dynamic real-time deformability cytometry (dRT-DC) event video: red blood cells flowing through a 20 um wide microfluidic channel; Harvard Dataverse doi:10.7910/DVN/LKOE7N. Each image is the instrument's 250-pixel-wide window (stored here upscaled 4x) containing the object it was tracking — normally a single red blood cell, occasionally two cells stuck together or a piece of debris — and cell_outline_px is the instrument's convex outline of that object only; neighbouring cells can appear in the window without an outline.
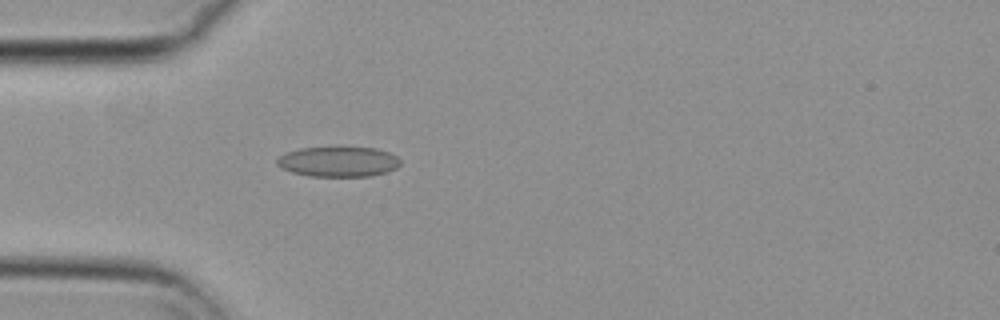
{"species": "common noctule bat (a hibernating species)", "species_latin": "Nyctalus noctula", "temperature_condition": "cold", "stored_images_in_passage": 54, "camera_frame_rate_fps": 3000, "um_per_image_px": 0.085, "animal": {"sex": "female", "body_mass_g": 29.2, "forearm_length_mm": 56.3}, "frame": {"image": 1, "passage_image": 15, "time_ms": 4.667, "image_size_px": [1000, 320], "cell_outline_px": [[400, 164], [396, 168], [388, 172], [372, 176], [308, 176], [292, 172], [276, 164], [276, 160], [280, 156], [288, 152], [300, 148], [344, 144], [376, 148], [388, 152], [396, 156], [400, 160]], "centroid_in_image_um": [28.79, 13.69], "position_along_channel_um": 56.2, "area_um2": 22.54}}
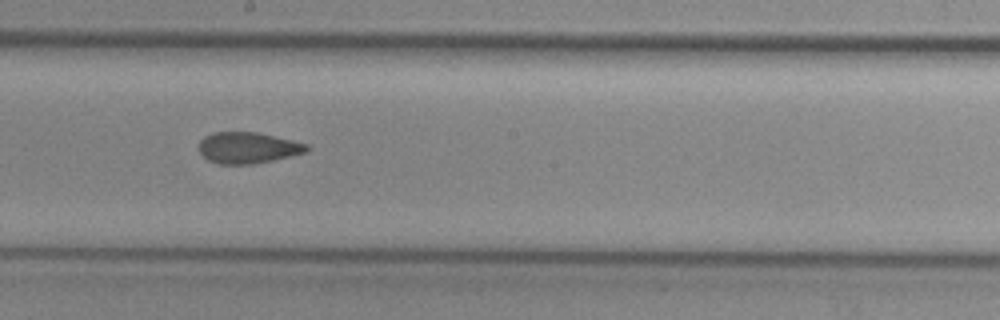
{"frame": {"image": 2, "passage_image": 29, "time_ms": 9.333, "image_size_px": [1000, 320], "cell_outline_px": [[308, 152], [272, 160], [252, 164], [220, 164], [208, 160], [200, 152], [200, 140], [204, 136], [212, 132], [256, 132], [308, 144]], "centroid_in_image_um": [21.06, 12.56], "position_along_channel_um": 227.1, "area_um2": 19.42}}
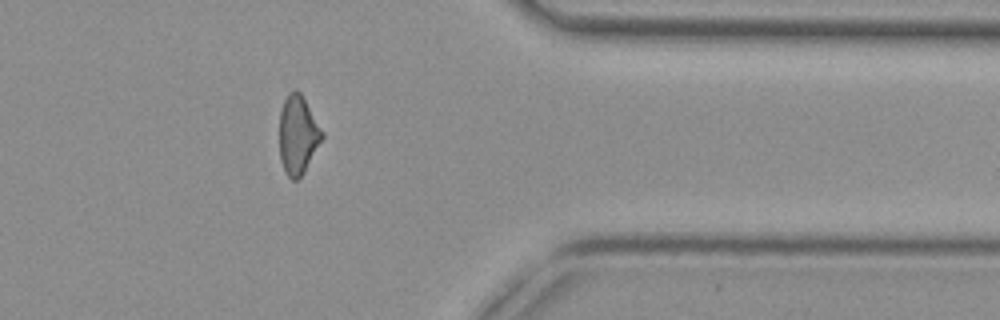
{"frame": {"image": 3, "passage_image": 43, "time_ms": 14.0, "image_size_px": [1000, 320], "cell_outline_px": [[324, 136], [300, 180], [292, 180], [284, 172], [280, 160], [280, 108], [288, 92], [296, 88], [300, 92], [324, 132]], "centroid_in_image_um": [25.32, 11.47], "position_along_channel_um": 386.1, "area_um2": 19.77}, "authors_computed_cell_mechanics": {"area_um2": 20.4323, "velocity_mm_per_s": 3.7635, "shape_relaxation_time_tau1_ms": null, "shape_relaxation_time_tau2_ms": 2.646, "deformation_change_tau1": null, "deformation_change_tau2": 0.0915}}